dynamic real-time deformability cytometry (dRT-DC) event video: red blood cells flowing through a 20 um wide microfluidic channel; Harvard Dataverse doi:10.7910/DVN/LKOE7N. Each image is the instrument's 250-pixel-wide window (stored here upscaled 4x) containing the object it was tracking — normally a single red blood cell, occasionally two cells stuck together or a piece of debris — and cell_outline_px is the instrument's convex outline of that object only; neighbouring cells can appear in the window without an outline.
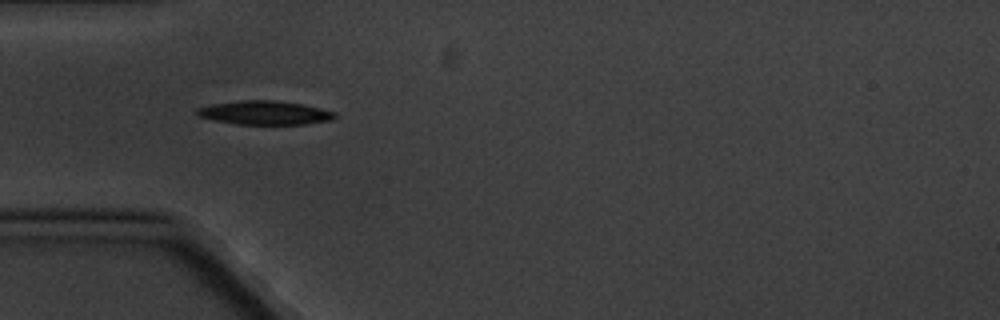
{"species": "common noctule bat (a hibernating species)", "species_latin": "Nyctalus noctula", "temperature_condition": "cold", "stored_images_in_passage": 5, "camera_frame_rate_fps": 3000, "um_per_image_px": 0.085, "animal": {"sex": "male", "body_mass_g": 20.1, "forearm_length_mm": 53.5}, "frame": {"image": 1, "passage_image": 4, "time_ms": 4.667, "image_size_px": [1000, 320], "cell_outline_px": [[336, 116], [332, 120], [304, 124], [236, 124], [216, 120], [200, 116], [196, 112], [196, 108], [212, 104], [240, 100], [276, 100], [304, 104], [336, 112]], "centroid_in_image_um": [22.54, 9.57], "position_along_channel_um": 62.5, "area_um2": 19.07}}